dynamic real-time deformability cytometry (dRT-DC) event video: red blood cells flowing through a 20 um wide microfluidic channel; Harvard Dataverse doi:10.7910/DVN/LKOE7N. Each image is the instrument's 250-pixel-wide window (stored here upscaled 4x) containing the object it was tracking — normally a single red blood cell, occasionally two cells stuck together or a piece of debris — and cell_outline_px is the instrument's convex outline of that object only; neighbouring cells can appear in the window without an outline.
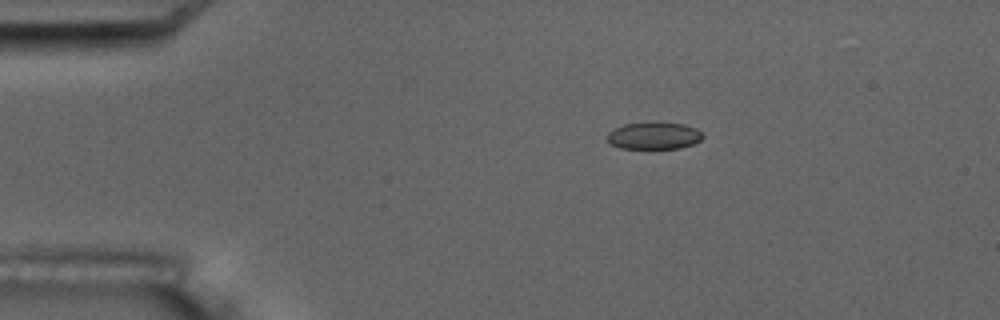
{"species": "common noctule bat (a hibernating species)", "species_latin": "Nyctalus noctula", "temperature_condition": "room temperature", "stored_images_in_passage": 6, "camera_frame_rate_fps": 3000, "um_per_image_px": 0.085, "animal": {"sex": "male", "body_mass_g": 17.5, "forearm_length_mm": 52.3}, "frame": {"image": 1, "passage_image": 4, "time_ms": 3.333, "image_size_px": [1000, 320], "cell_outline_px": [[704, 136], [700, 140], [692, 144], [680, 148], [620, 148], [612, 144], [608, 140], [608, 132], [624, 124], [652, 120], [660, 120], [684, 124], [696, 128]], "centroid_in_image_um": [55.6, 11.49], "position_along_channel_um": 29.4, "area_um2": 15.43}}